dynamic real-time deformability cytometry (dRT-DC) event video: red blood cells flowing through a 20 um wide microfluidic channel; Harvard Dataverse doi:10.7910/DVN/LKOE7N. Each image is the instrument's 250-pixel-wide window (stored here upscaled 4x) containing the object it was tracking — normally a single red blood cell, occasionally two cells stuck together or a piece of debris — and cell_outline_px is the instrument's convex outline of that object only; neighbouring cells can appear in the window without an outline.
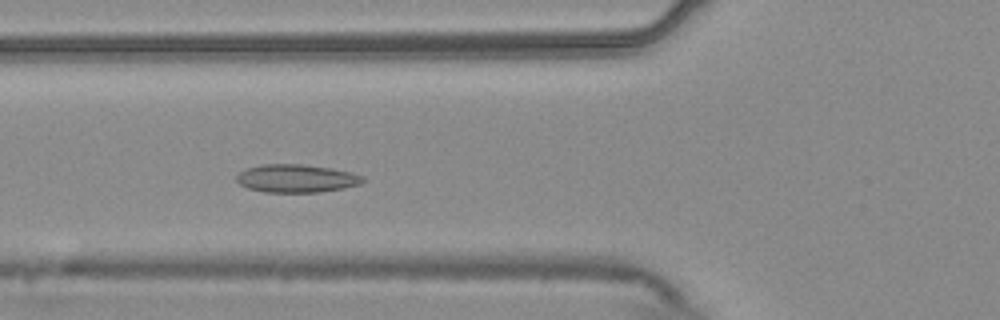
{"species": "common noctule bat (a hibernating species)", "species_latin": "Nyctalus noctula", "temperature_condition": "warm", "stored_images_in_passage": 51, "camera_frame_rate_fps": 3000, "um_per_image_px": 0.085, "animal": {"sex": "male", "body_mass_g": 20.4}, "frame": {"image": 1, "passage_image": 17, "time_ms": 5.333, "image_size_px": [1000, 320], "cell_outline_px": [[364, 180], [360, 184], [344, 188], [320, 192], [264, 192], [248, 188], [240, 184], [236, 180], [236, 176], [244, 168], [264, 164], [304, 164], [332, 168], [352, 172], [364, 176]], "centroid_in_image_um": [25.2, 15.16], "position_along_channel_um": 100.6, "area_um2": 20.81}}
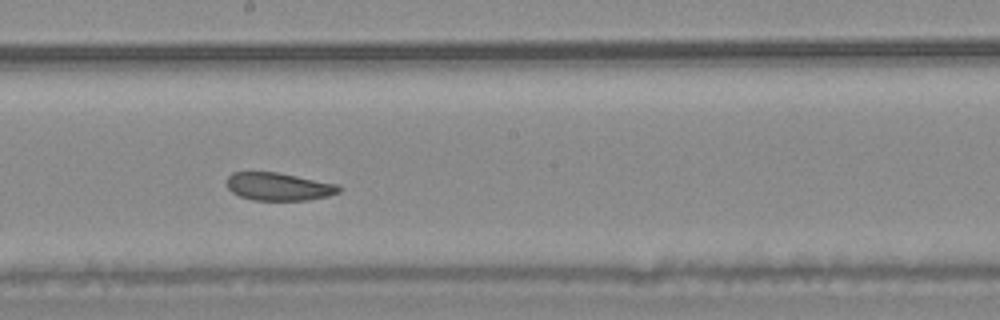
{"frame": {"image": 2, "passage_image": 27, "time_ms": 8.667, "image_size_px": [1000, 320], "cell_outline_px": [[344, 188], [340, 192], [328, 196], [308, 200], [252, 200], [240, 196], [232, 192], [228, 188], [228, 176], [232, 172], [276, 172], [336, 184]], "centroid_in_image_um": [23.7, 15.87], "position_along_channel_um": 224.5, "area_um2": 18.09}}
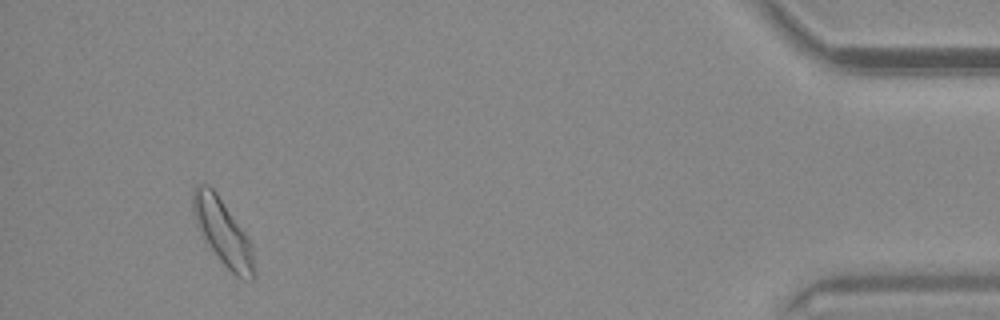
{"frame": {"image": 3, "passage_image": 48, "time_ms": 15.667, "image_size_px": [1000, 320], "cell_outline_px": [[256, 276], [252, 280], [244, 280], [236, 276], [220, 260], [204, 240], [196, 224], [192, 212], [192, 188], [196, 184], [208, 184], [216, 192], [244, 232], [252, 244], [256, 272]], "centroid_in_image_um": [18.93, 19.74], "position_along_channel_um": 416.3, "area_um2": 23.58}, "authors_computed_cell_mechanics": {"area_um2": 20.1722, "velocity_mm_per_s": 3.7114, "shape_relaxation_time_tau1_ms": null, "shape_relaxation_time_tau2_ms": 4.4931, "deformation_change_tau1": null, "deformation_change_tau2": 0.1073}}